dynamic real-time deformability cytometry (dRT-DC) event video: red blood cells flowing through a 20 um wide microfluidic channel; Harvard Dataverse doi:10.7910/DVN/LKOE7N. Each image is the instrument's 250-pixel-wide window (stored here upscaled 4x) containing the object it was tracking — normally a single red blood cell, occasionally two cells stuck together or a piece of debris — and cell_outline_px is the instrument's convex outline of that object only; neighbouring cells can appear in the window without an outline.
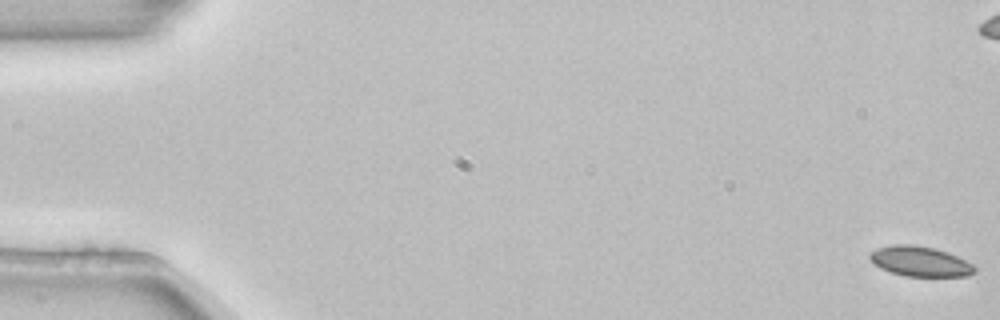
{"species": "common noctule bat (a hibernating species)", "species_latin": "Nyctalus noctula", "temperature_condition": "room temperature", "stored_images_in_passage": 7, "camera_frame_rate_fps": 3000, "um_per_image_px": 0.085, "animal": {"sex": "female", "body_mass_g": 22.7, "forearm_length_mm": 54.2}, "frame": {"image": 1, "passage_image": 1, "time_ms": 0.0, "image_size_px": [1000, 320], "cell_outline_px": [[976, 272], [968, 276], [904, 276], [880, 268], [872, 264], [868, 256], [868, 252], [876, 248], [896, 244], [912, 244], [932, 248], [956, 256], [972, 264], [976, 268]], "centroid_in_image_um": [78.14, 22.22], "position_along_channel_um": 6.9, "area_um2": 18.32}}
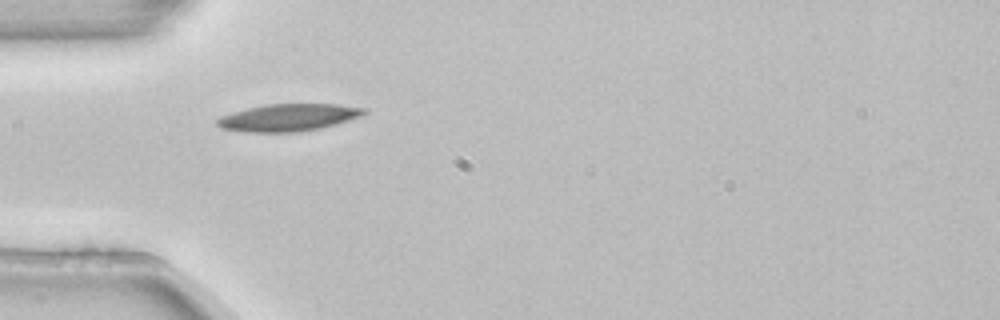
{"frame": {"image": 2, "passage_image": 6, "time_ms": 1.667, "image_size_px": [1000, 320], "cell_outline_px": [[368, 112], [360, 116], [336, 124], [320, 128], [296, 132], [244, 132], [220, 128], [216, 124], [216, 120], [220, 116], [232, 112], [248, 108], [268, 104], [336, 104], [368, 108]], "centroid_in_image_um": [24.5, 9.99], "position_along_channel_um": 60.5, "area_um2": 23.35}}